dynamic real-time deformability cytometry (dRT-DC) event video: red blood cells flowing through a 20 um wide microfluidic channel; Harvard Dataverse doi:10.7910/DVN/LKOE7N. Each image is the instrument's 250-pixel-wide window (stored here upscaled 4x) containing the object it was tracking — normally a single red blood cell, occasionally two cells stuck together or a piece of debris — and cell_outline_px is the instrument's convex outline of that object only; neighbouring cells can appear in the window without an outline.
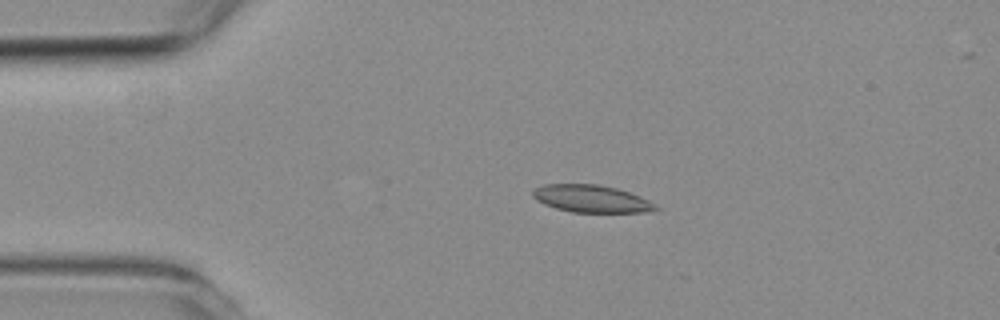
{"species": "common noctule bat (a hibernating species)", "species_latin": "Nyctalus noctula", "temperature_condition": "room temperature", "stored_images_in_passage": 4, "camera_frame_rate_fps": 3000, "um_per_image_px": 0.085, "animal": {"sex": "female", "body_mass_g": 19.3, "forearm_length_mm": 54.1}, "frame": {"image": 1, "passage_image": 3, "time_ms": 2.333, "image_size_px": [1000, 320], "cell_outline_px": [[660, 208], [644, 212], [572, 212], [556, 208], [544, 204], [536, 200], [532, 196], [532, 192], [536, 188], [544, 184], [600, 184], [616, 188], [640, 196], [656, 204]], "centroid_in_image_um": [50.25, 16.89], "position_along_channel_um": 34.7, "area_um2": 19.54}}